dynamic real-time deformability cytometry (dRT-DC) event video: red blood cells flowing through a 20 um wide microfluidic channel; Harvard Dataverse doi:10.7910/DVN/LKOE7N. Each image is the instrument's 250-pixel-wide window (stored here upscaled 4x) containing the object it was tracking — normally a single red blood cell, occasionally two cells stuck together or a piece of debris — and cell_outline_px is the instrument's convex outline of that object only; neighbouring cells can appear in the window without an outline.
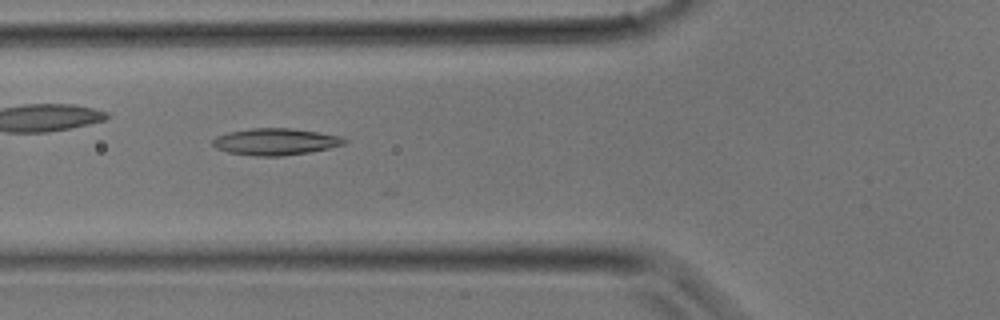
{"species": "common noctule bat (a hibernating species)", "species_latin": "Nyctalus noctula", "temperature_condition": "room temperature", "stored_images_in_passage": 17, "camera_frame_rate_fps": 3000, "um_per_image_px": 0.085, "animal": {"sex": "male", "body_mass_g": 17.9}, "frame": {"image": 1, "passage_image": 11, "time_ms": 3.333, "image_size_px": [1000, 320], "cell_outline_px": [[348, 140], [344, 144], [328, 148], [308, 152], [280, 156], [256, 156], [228, 152], [216, 148], [212, 144], [212, 140], [216, 136], [228, 132], [252, 128], [292, 128], [340, 136]], "centroid_in_image_um": [23.38, 12.04], "position_along_channel_um": 102.4, "area_um2": 20.35}}
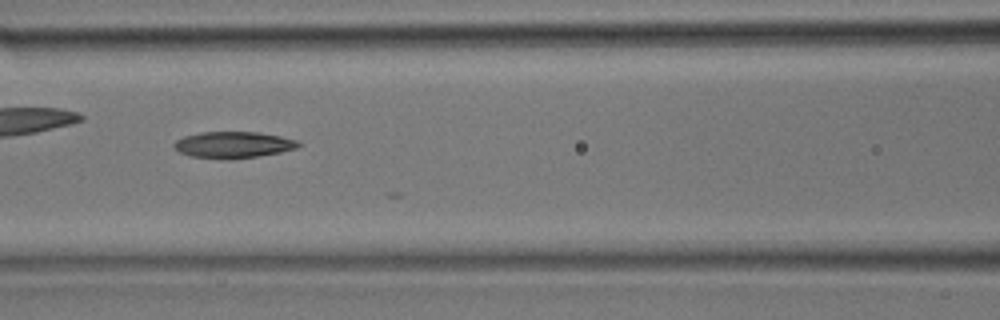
{"frame": {"image": 2, "passage_image": 13, "time_ms": 4.0, "image_size_px": [1000, 320], "cell_outline_px": [[300, 144], [296, 148], [280, 152], [260, 156], [228, 160], [192, 156], [180, 152], [172, 144], [176, 140], [184, 136], [200, 132], [256, 132], [280, 136], [296, 140]], "centroid_in_image_um": [19.81, 12.31], "position_along_channel_um": 146.8, "area_um2": 19.07}}